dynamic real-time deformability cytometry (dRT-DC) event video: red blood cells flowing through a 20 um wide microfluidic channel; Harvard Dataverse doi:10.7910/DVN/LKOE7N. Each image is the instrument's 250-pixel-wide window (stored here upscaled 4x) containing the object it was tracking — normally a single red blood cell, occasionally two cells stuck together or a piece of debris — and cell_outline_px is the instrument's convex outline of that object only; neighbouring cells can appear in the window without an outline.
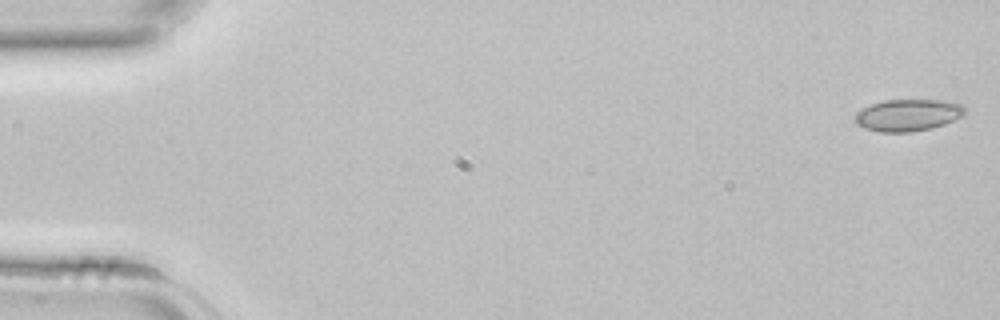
{"species": "common noctule bat (a hibernating species)", "species_latin": "Nyctalus noctula", "temperature_condition": "room temperature", "stored_images_in_passage": 43, "camera_frame_rate_fps": 3000, "um_per_image_px": 0.085, "animal": {"sex": "female", "body_mass_g": 22.7, "forearm_length_mm": 54.2}, "frame": {"image": 1, "passage_image": 1, "time_ms": 0.0, "image_size_px": [1000, 320], "cell_outline_px": [[964, 116], [944, 124], [932, 128], [908, 132], [880, 132], [864, 128], [856, 124], [852, 120], [852, 116], [864, 108], [872, 104], [884, 100], [948, 100], [960, 104], [964, 108]], "centroid_in_image_um": [77.15, 9.79], "position_along_channel_um": 7.9, "area_um2": 20.52}}
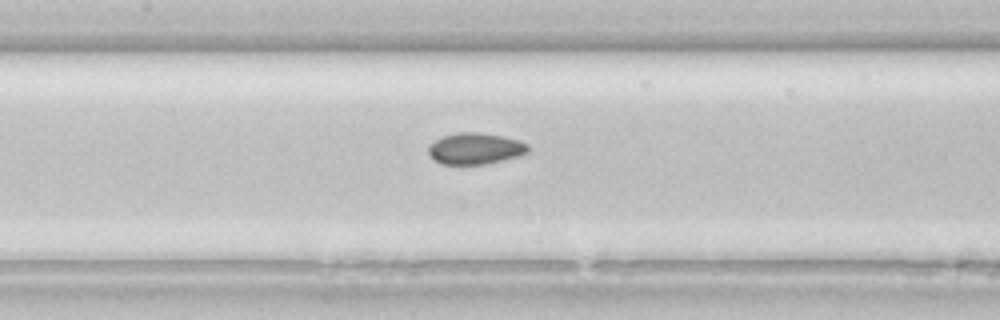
{"frame": {"image": 2, "passage_image": 20, "time_ms": 6.333, "image_size_px": [1000, 320], "cell_outline_px": [[528, 152], [520, 156], [504, 160], [484, 164], [440, 164], [432, 160], [428, 152], [428, 148], [436, 140], [444, 136], [460, 132], [476, 132], [504, 136], [520, 140], [528, 144]], "centroid_in_image_um": [40.42, 12.64], "position_along_channel_um": 167.0, "area_um2": 18.26}}
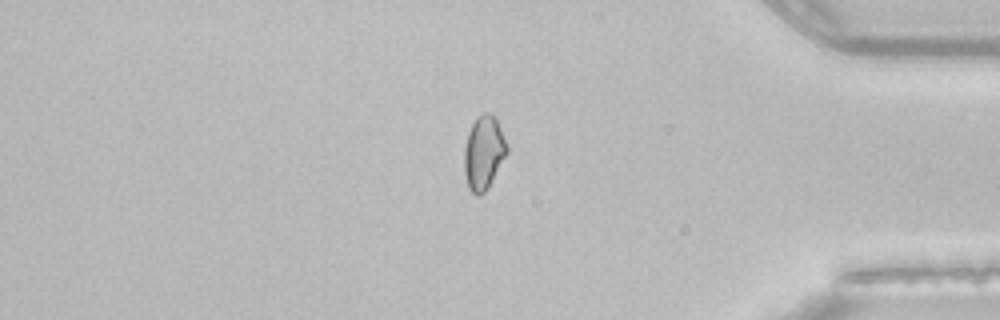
{"frame": {"image": 3, "passage_image": 36, "time_ms": 11.667, "image_size_px": [1000, 320], "cell_outline_px": [[508, 152], [488, 188], [484, 192], [476, 196], [468, 188], [464, 172], [464, 148], [468, 132], [476, 116], [484, 112], [488, 112], [496, 116], [508, 148]], "centroid_in_image_um": [41.11, 12.96], "position_along_channel_um": 394.1, "area_um2": 18.5}}